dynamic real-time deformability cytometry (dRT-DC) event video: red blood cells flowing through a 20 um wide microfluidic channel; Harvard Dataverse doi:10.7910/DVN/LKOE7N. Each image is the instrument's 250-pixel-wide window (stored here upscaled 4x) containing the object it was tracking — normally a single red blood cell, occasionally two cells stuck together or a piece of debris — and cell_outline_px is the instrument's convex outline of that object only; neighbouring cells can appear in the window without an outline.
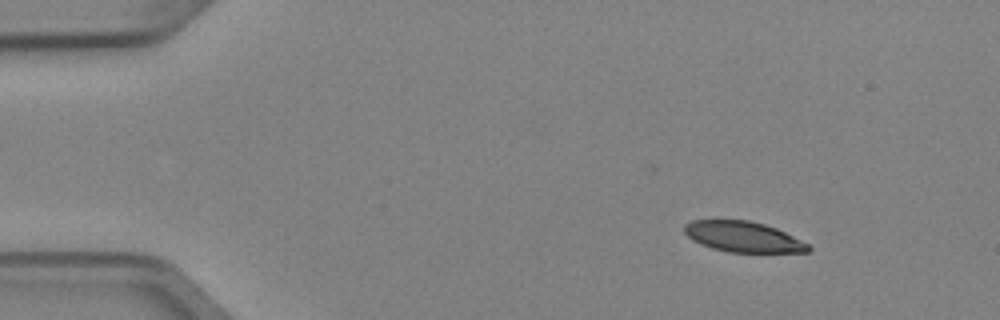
{"species": "Egyptian fruit bat (a non-hibernating species)", "species_latin": "Rousettus aegyptiacus", "temperature_condition": "cold", "stored_images_in_passage": 3, "camera_frame_rate_fps": 3000, "um_per_image_px": 0.085, "animal": {"sex": "female"}, "frame": {"image": 1, "passage_image": 1, "time_ms": 0.0, "image_size_px": [1000, 320], "cell_outline_px": [[812, 248], [808, 252], [728, 252], [712, 248], [700, 244], [692, 240], [684, 232], [684, 224], [692, 220], [748, 220], [764, 224], [776, 228], [812, 244]], "centroid_in_image_um": [63.2, 20.13], "position_along_channel_um": 21.8, "area_um2": 22.25}}